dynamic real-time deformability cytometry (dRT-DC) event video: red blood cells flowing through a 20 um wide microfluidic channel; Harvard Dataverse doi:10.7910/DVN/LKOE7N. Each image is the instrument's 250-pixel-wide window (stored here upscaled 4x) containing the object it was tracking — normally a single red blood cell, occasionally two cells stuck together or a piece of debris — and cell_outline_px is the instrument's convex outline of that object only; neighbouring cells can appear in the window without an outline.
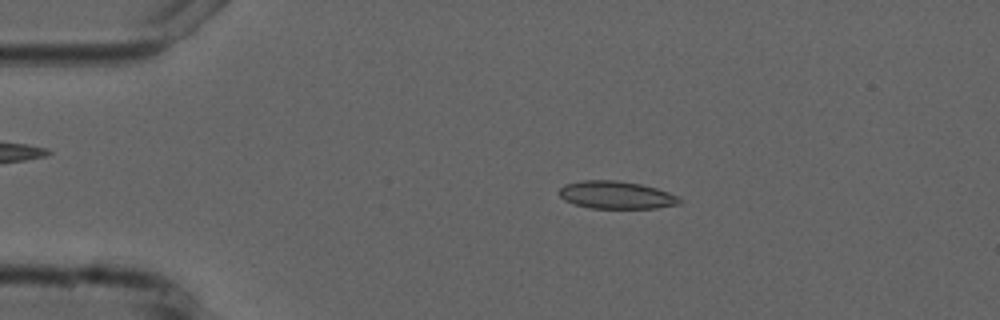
{"species": "common noctule bat (a hibernating species)", "species_latin": "Nyctalus noctula", "temperature_condition": "cold", "stored_images_in_passage": 5, "camera_frame_rate_fps": 3000, "um_per_image_px": 0.085, "animal": {"sex": "male", "forearm_length_mm": 52.5}, "frame": {"image": 1, "passage_image": 2, "time_ms": 1.333, "image_size_px": [1000, 320], "cell_outline_px": [[680, 204], [656, 208], [592, 208], [576, 204], [564, 200], [560, 196], [560, 188], [564, 184], [584, 180], [616, 180], [640, 184], [656, 188], [680, 196]], "centroid_in_image_um": [52.4, 16.57], "position_along_channel_um": 32.6, "area_um2": 19.31}}
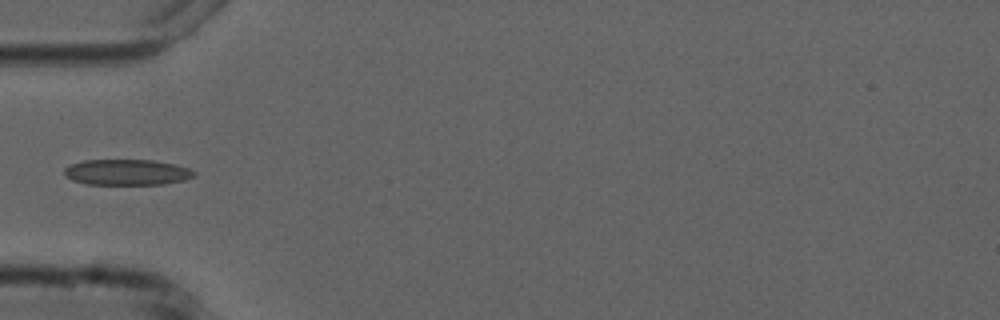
{"frame": {"image": 2, "passage_image": 4, "time_ms": 3.667, "image_size_px": [1000, 320], "cell_outline_px": [[196, 176], [184, 180], [164, 184], [88, 184], [72, 180], [64, 176], [64, 168], [72, 164], [84, 160], [152, 160], [176, 164], [188, 168], [196, 172]], "centroid_in_image_um": [10.8, 14.64], "position_along_channel_um": 74.2, "area_um2": 19.54}}
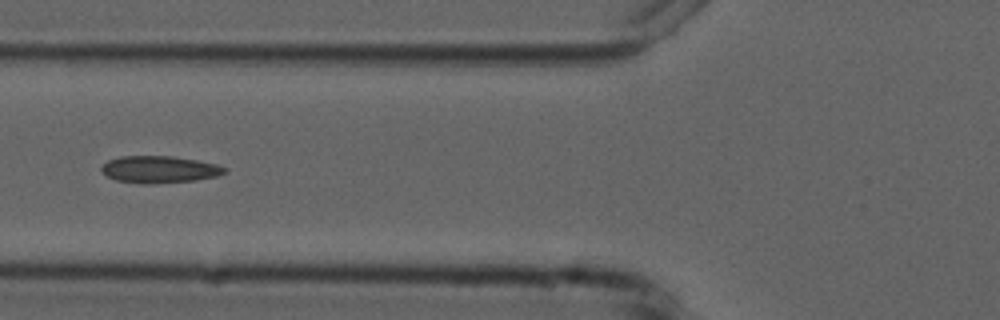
{"frame": {"image": 3, "passage_image": 5, "time_ms": 4.667, "image_size_px": [1000, 320], "cell_outline_px": [[228, 172], [216, 176], [196, 180], [148, 184], [144, 184], [116, 180], [100, 172], [100, 168], [108, 160], [120, 156], [172, 156], [196, 160], [216, 164], [228, 168]], "centroid_in_image_um": [13.55, 14.4], "position_along_channel_um": 112.3, "area_um2": 19.42}}